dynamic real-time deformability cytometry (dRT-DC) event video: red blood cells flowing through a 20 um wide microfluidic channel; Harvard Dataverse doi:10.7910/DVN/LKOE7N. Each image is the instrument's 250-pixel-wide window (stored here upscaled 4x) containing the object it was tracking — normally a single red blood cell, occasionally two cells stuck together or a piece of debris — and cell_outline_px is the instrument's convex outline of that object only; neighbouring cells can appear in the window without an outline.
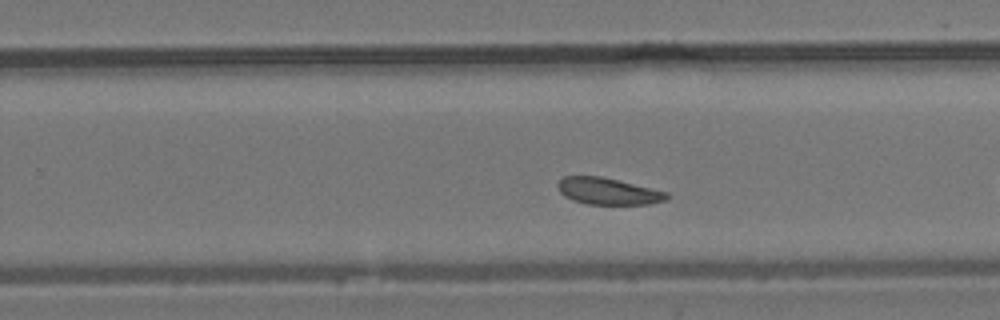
{"species": "common noctule bat (a hibernating species)", "species_latin": "Nyctalus noctula", "temperature_condition": "room temperature", "stored_images_in_passage": 36, "camera_frame_rate_fps": 3000, "um_per_image_px": 0.085, "animal": {"sex": "male", "body_mass_g": 19.2, "forearm_length_mm": 51.8}, "frame": {"image": 1, "passage_image": 19, "time_ms": 6.0, "image_size_px": [1000, 320], "cell_outline_px": [[668, 200], [648, 204], [588, 204], [572, 200], [564, 196], [560, 192], [556, 184], [564, 176], [600, 176], [652, 188], [668, 192]], "centroid_in_image_um": [51.68, 16.25], "position_along_channel_um": 278.1, "area_um2": 16.94}, "authors_computed_cell_mechanics": {"area_um2": 17.629, "velocity_mm_per_s": 3.7534, "shape_relaxation_time_tau1_ms": null, "shape_relaxation_time_tau2_ms": 5.5747, "deformation_change_tau1": null, "deformation_change_tau2": 0.0625}}